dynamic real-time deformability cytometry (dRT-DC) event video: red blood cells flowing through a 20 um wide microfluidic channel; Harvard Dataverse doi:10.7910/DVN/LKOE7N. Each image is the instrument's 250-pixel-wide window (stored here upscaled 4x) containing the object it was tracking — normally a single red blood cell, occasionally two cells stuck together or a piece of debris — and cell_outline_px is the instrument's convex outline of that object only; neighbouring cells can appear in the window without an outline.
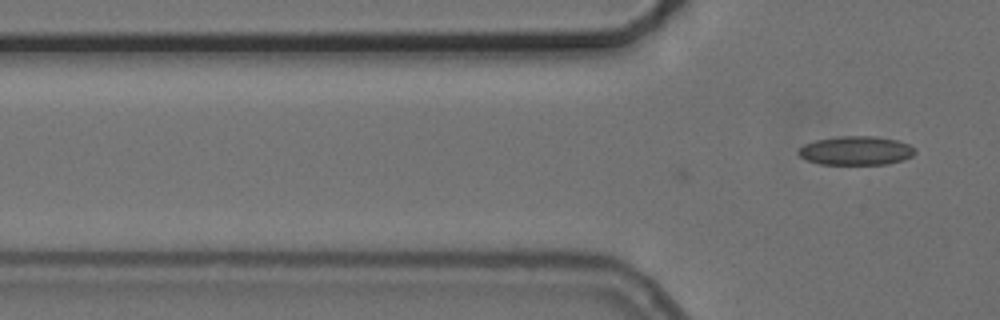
{"species": "common noctule bat (a hibernating species)", "species_latin": "Nyctalus noctula", "temperature_condition": "cold", "stored_images_in_passage": 2, "camera_frame_rate_fps": 3000, "um_per_image_px": 0.085, "animal": {"sex": "female", "body_mass_g": 24.6, "forearm_length_mm": 56.2}, "frame": {"image": 1, "passage_image": 2, "time_ms": 0.333, "image_size_px": [1000, 320], "cell_outline_px": [[916, 152], [912, 156], [904, 160], [888, 164], [820, 164], [808, 160], [800, 156], [796, 152], [804, 144], [816, 140], [840, 136], [876, 136], [896, 140], [908, 144]], "centroid_in_image_um": [72.76, 12.8], "position_along_channel_um": 53.0, "area_um2": 19.54}}